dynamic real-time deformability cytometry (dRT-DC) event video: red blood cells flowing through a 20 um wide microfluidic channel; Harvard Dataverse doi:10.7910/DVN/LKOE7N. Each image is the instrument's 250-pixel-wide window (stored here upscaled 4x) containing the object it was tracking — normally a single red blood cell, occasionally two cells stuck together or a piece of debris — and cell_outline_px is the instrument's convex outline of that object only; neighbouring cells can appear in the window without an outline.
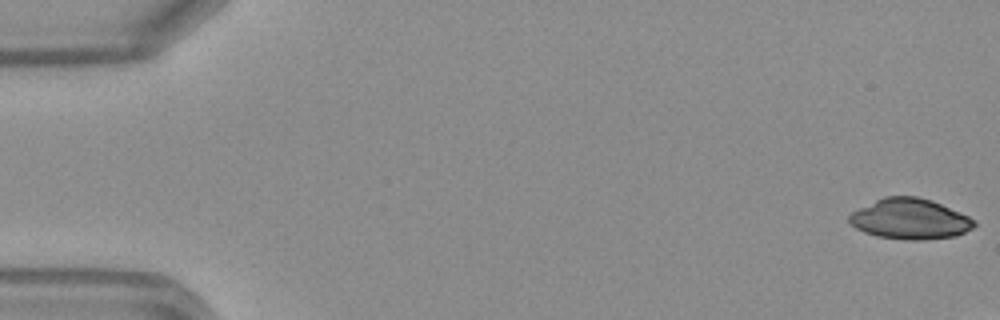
{"species": "Egyptian fruit bat (a non-hibernating species)", "species_latin": "Rousettus aegyptiacus", "temperature_condition": "warm", "stored_images_in_passage": 12, "camera_frame_rate_fps": 3000, "um_per_image_px": 0.085, "frame": {"image": 1, "passage_image": 1, "time_ms": 0.0, "image_size_px": [1000, 320], "cell_outline_px": [[976, 224], [972, 228], [956, 236], [924, 240], [904, 240], [876, 236], [864, 232], [856, 228], [848, 220], [848, 216], [852, 212], [884, 196], [916, 196], [932, 200], [960, 212], [968, 216]], "centroid_in_image_um": [77.34, 18.62], "position_along_channel_um": 7.7, "area_um2": 29.42}}